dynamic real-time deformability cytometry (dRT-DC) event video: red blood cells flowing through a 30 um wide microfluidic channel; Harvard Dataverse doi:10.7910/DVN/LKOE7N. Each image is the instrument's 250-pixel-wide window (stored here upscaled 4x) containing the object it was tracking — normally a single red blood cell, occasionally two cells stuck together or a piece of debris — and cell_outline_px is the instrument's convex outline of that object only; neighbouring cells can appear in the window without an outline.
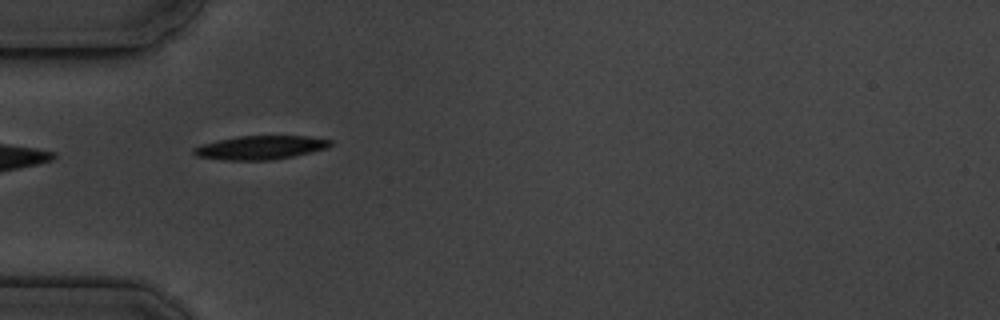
{"species": "common noctule bat (a hibernating species)", "species_latin": "Nyctalus noctula", "temperature_condition": "cold", "stored_images_in_passage": 4, "camera_frame_rate_fps": 3000, "um_per_image_px": 0.085, "animal": {"sex": "male", "body_mass_g": 19.5, "forearm_length_mm": 54.6}, "frame": {"image": 1, "passage_image": 1, "time_ms": 0.0, "image_size_px": [1000, 320], "cell_outline_px": [[332, 144], [328, 148], [292, 156], [272, 160], [224, 160], [196, 156], [192, 152], [192, 148], [204, 144], [220, 140], [240, 136], [308, 136], [332, 140]], "centroid_in_image_um": [22.15, 12.54], "position_along_channel_um": 62.8, "area_um2": 18.73}}
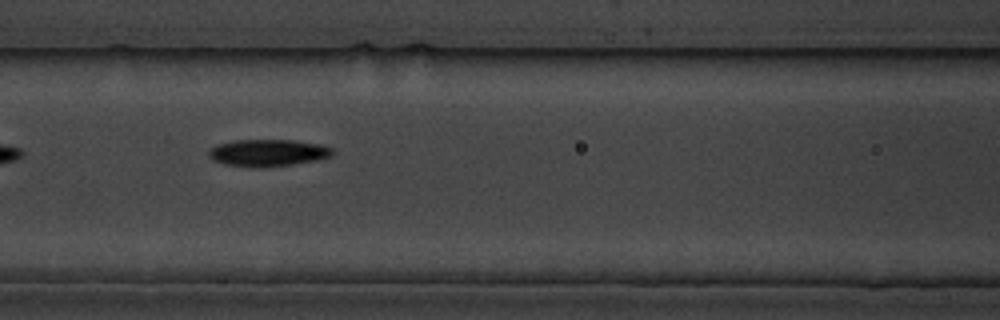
{"frame": {"image": 2, "passage_image": 3, "time_ms": 2.333, "image_size_px": [1000, 320], "cell_outline_px": [[336, 152], [332, 156], [316, 160], [268, 168], [264, 168], [224, 164], [212, 160], [208, 156], [208, 152], [216, 144], [232, 140], [296, 140], [320, 144], [332, 148]], "centroid_in_image_um": [22.78, 12.98], "position_along_channel_um": 143.8, "area_um2": 19.71}}